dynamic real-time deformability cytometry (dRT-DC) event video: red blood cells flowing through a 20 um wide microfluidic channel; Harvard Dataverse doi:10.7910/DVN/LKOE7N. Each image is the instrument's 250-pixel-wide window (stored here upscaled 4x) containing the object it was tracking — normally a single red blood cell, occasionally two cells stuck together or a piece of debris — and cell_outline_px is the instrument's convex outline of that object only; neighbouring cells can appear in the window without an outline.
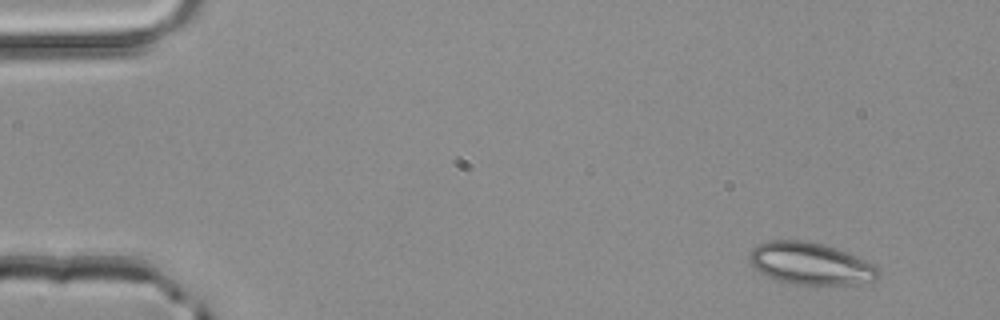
{"species": "common noctule bat (a hibernating species)", "species_latin": "Nyctalus noctula", "temperature_condition": "room temperature", "stored_images_in_passage": 4, "camera_frame_rate_fps": 3000, "um_per_image_px": 0.085, "animal": {"sex": "male", "body_mass_g": 20.4}, "frame": {"image": 1, "passage_image": 1, "time_ms": 0.0, "image_size_px": [1000, 320], "cell_outline_px": [[880, 276], [872, 280], [852, 284], [788, 284], [776, 280], [760, 272], [748, 260], [748, 252], [752, 248], [760, 244], [772, 240], [804, 240], [824, 244], [848, 252], [876, 264], [880, 272]], "centroid_in_image_um": [68.89, 22.39], "position_along_channel_um": 16.1, "area_um2": 31.73}}